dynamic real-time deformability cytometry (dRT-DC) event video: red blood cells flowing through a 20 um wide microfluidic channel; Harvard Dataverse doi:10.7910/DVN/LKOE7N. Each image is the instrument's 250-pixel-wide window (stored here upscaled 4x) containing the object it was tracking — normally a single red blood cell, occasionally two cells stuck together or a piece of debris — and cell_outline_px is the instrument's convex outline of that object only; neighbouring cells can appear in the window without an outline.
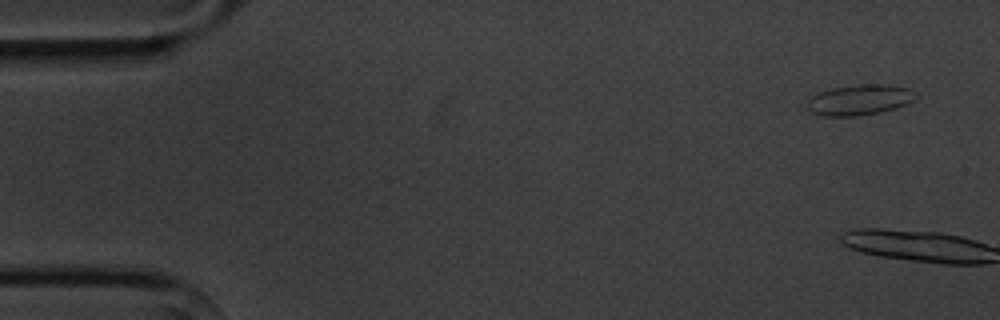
{"species": "common noctule bat (a hibernating species)", "species_latin": "Nyctalus noctula", "temperature_condition": "cold", "stored_images_in_passage": 10, "camera_frame_rate_fps": 3000, "um_per_image_px": 0.085, "animal": {"sex": "male", "body_mass_g": 20.1, "forearm_length_mm": 53.5}, "frame": {"image": 1, "passage_image": 1, "time_ms": 0.0, "image_size_px": [1000, 320], "cell_outline_px": [[916, 100], [908, 104], [896, 108], [880, 112], [860, 116], [820, 116], [812, 112], [804, 104], [812, 96], [820, 92], [832, 88], [860, 84], [888, 84], [908, 88], [916, 92]], "centroid_in_image_um": [73.08, 8.49], "position_along_channel_um": 11.9, "area_um2": 19.59}}
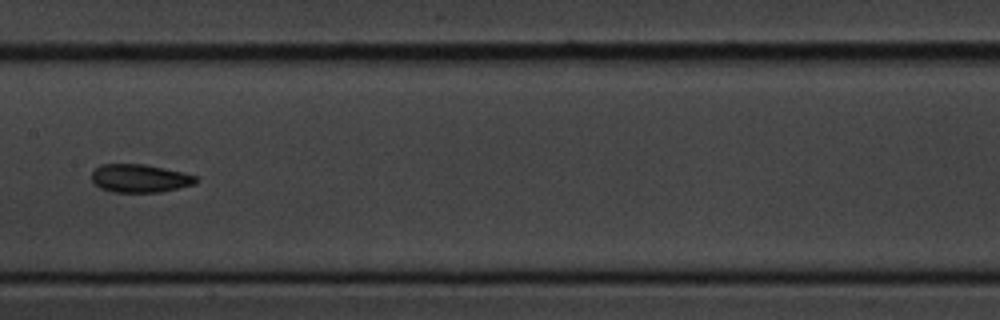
{"frame": {"image": 2, "passage_image": 9, "time_ms": 9.333, "image_size_px": [1000, 320], "cell_outline_px": [[200, 180], [196, 184], [160, 192], [112, 192], [100, 188], [92, 180], [92, 172], [100, 164], [144, 164], [184, 172], [196, 176]], "centroid_in_image_um": [11.92, 15.16], "position_along_channel_um": 195.5, "area_um2": 17.22}}
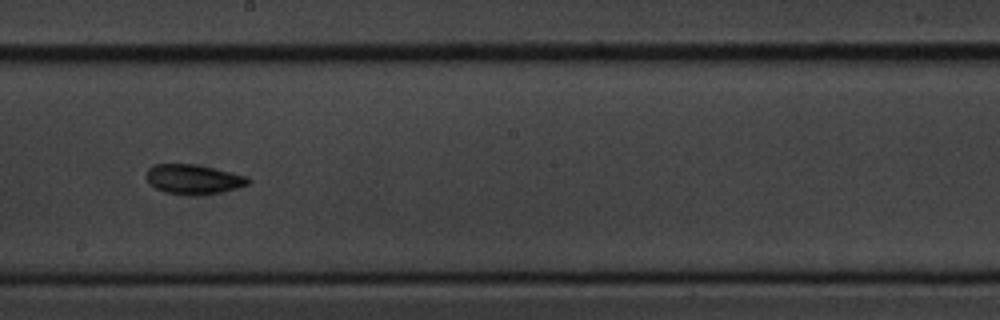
{"frame": {"image": 3, "passage_image": 10, "time_ms": 10.333, "image_size_px": [1000, 320], "cell_outline_px": [[252, 180], [248, 184], [224, 192], [164, 192], [148, 184], [144, 176], [148, 168], [152, 164], [192, 164], [232, 172], [248, 176]], "centroid_in_image_um": [16.41, 15.18], "position_along_channel_um": 231.8, "area_um2": 17.05}}